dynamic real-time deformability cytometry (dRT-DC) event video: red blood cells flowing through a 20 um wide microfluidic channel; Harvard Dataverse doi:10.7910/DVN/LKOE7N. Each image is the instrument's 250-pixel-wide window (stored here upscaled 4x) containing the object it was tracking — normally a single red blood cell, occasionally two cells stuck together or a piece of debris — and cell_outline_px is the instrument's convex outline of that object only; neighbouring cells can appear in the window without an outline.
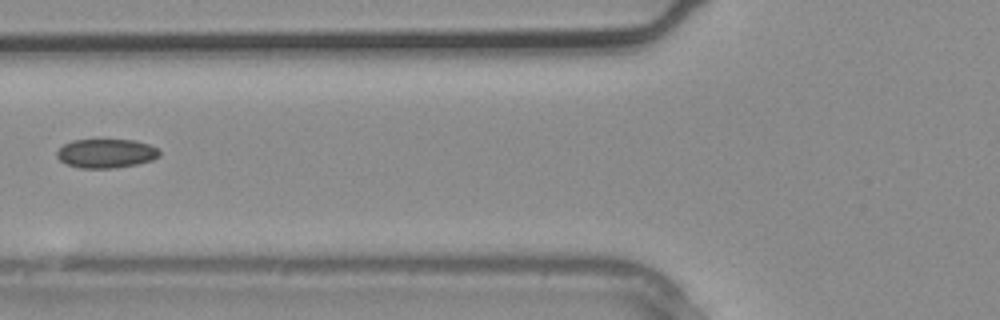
{"species": "common noctule bat (a hibernating species)", "species_latin": "Nyctalus noctula", "temperature_condition": "warm", "stored_images_in_passage": 4, "camera_frame_rate_fps": 3000, "um_per_image_px": 0.085, "animal": {"sex": "male", "body_mass_g": 20.4}, "frame": {"image": 1, "passage_image": 4, "time_ms": 1.0, "image_size_px": [1000, 320], "cell_outline_px": [[160, 156], [152, 160], [136, 164], [116, 168], [80, 168], [68, 164], [60, 160], [56, 156], [56, 152], [64, 144], [72, 140], [136, 140], [148, 144], [156, 148], [160, 152]], "centroid_in_image_um": [9.02, 13.04], "position_along_channel_um": 116.8, "area_um2": 17.28}}